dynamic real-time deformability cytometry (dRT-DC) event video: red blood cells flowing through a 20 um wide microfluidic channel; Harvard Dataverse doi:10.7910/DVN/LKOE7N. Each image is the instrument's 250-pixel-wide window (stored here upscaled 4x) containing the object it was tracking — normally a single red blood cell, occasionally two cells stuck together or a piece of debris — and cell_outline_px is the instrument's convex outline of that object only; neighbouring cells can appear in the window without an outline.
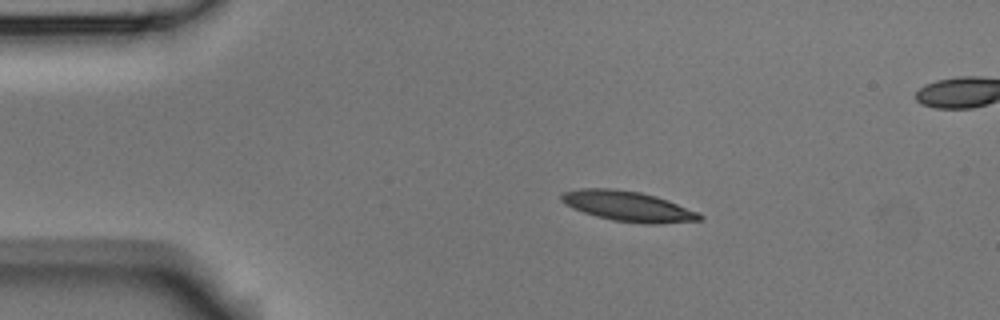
{"species": "Egyptian fruit bat (a non-hibernating species)", "species_latin": "Rousettus aegyptiacus", "temperature_condition": "room temperature", "stored_images_in_passage": 5, "camera_frame_rate_fps": 3000, "um_per_image_px": 0.085, "animal": {"sex": "male"}, "frame": {"image": 1, "passage_image": 2, "time_ms": 0.333, "image_size_px": [1000, 320], "cell_outline_px": [[704, 220], [660, 224], [640, 224], [612, 220], [596, 216], [572, 208], [564, 204], [560, 200], [560, 196], [564, 192], [580, 188], [612, 188], [640, 192], [656, 196], [668, 200], [700, 212], [704, 216]], "centroid_in_image_um": [53.43, 17.54], "position_along_channel_um": 31.6, "area_um2": 24.68}}
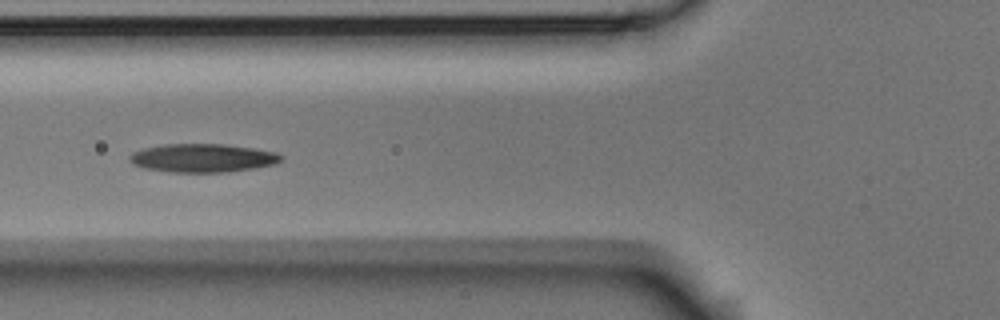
{"frame": {"image": 2, "passage_image": 5, "time_ms": 1.333, "image_size_px": [1000, 320], "cell_outline_px": [[284, 156], [276, 164], [256, 168], [228, 172], [168, 172], [144, 168], [132, 164], [128, 160], [128, 156], [132, 152], [144, 148], [164, 144], [224, 144], [256, 148], [276, 152]], "centroid_in_image_um": [17.23, 13.43], "position_along_channel_um": 108.6, "area_um2": 25.43}}